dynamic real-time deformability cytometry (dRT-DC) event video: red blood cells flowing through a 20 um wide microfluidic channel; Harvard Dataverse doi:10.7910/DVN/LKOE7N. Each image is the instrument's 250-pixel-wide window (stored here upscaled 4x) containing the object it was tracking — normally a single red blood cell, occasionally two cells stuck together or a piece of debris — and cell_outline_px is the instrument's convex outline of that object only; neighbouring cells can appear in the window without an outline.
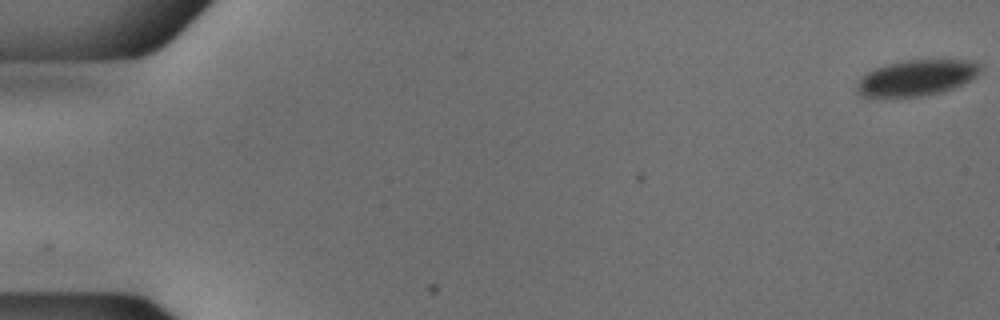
{"species": "common noctule bat (a hibernating species)", "species_latin": "Nyctalus noctula", "temperature_condition": "cold", "stored_images_in_passage": 54, "camera_frame_rate_fps": 3000, "um_per_image_px": 0.085, "animal": {"sex": "male", "body_mass_g": 18.8}, "frame": {"image": 1, "passage_image": 1, "time_ms": 0.0, "image_size_px": [1000, 320], "cell_outline_px": [[980, 68], [976, 76], [952, 88], [940, 92], [920, 96], [860, 96], [856, 92], [856, 80], [860, 76], [876, 68], [888, 64], [904, 60], [972, 60], [980, 64]], "centroid_in_image_um": [77.85, 6.6], "position_along_channel_um": 7.1, "area_um2": 25.49}}
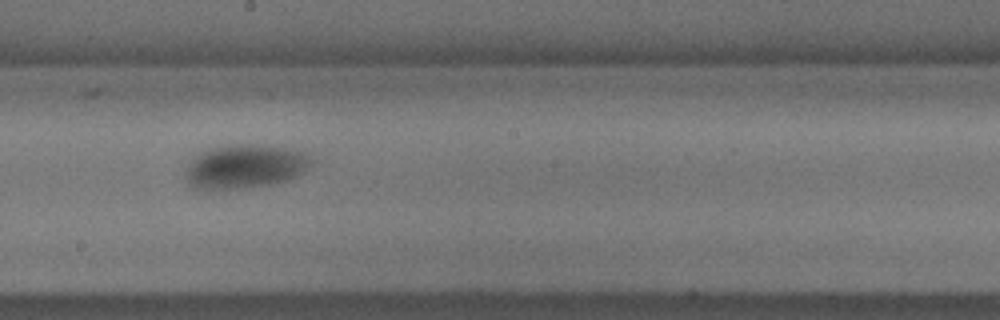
{"frame": {"image": 2, "passage_image": 31, "time_ms": 10.0, "image_size_px": [1000, 320], "cell_outline_px": [[316, 160], [304, 172], [288, 180], [272, 184], [244, 188], [196, 188], [188, 184], [184, 176], [188, 164], [200, 152], [212, 148], [236, 144], [260, 144], [304, 152]], "centroid_in_image_um": [20.86, 14.14], "position_along_channel_um": 227.3, "area_um2": 32.08}}
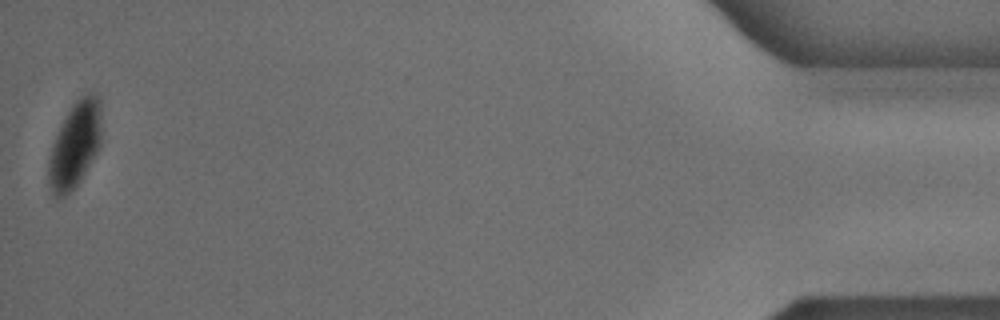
{"frame": {"image": 3, "passage_image": 54, "time_ms": 17.667, "image_size_px": [1000, 320], "cell_outline_px": [[100, 144], [96, 152], [80, 180], [64, 196], [56, 196], [52, 192], [48, 180], [48, 160], [52, 144], [60, 124], [72, 104], [80, 96], [88, 92], [96, 92], [100, 96]], "centroid_in_image_um": [6.36, 12.23], "position_along_channel_um": 428.8, "area_um2": 26.24}}